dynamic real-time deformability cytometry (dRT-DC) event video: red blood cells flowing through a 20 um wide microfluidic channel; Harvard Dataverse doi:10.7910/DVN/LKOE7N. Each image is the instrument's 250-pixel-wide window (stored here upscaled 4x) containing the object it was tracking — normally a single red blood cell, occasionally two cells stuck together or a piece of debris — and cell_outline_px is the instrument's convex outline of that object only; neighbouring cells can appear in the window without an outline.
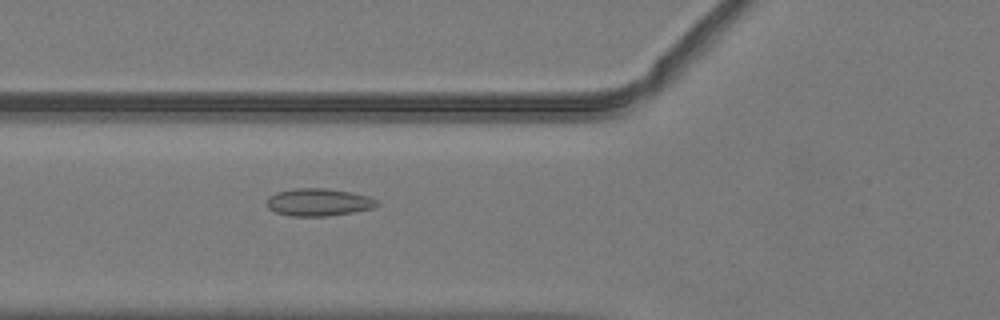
{"species": "common noctule bat (a hibernating species)", "species_latin": "Nyctalus noctula", "temperature_condition": "warm", "stored_images_in_passage": 53, "camera_frame_rate_fps": 3000, "um_per_image_px": 0.085, "animal": {"sex": "male", "body_mass_g": 19.2, "forearm_length_mm": 51.8}, "frame": {"image": 1, "passage_image": 20, "time_ms": 6.333, "image_size_px": [1000, 320], "cell_outline_px": [[380, 204], [372, 208], [352, 212], [328, 216], [292, 216], [276, 212], [268, 208], [264, 204], [264, 200], [268, 196], [276, 192], [296, 188], [324, 188], [348, 192], [368, 196], [376, 200]], "centroid_in_image_um": [27.0, 17.19], "position_along_channel_um": 98.8, "area_um2": 17.69}}
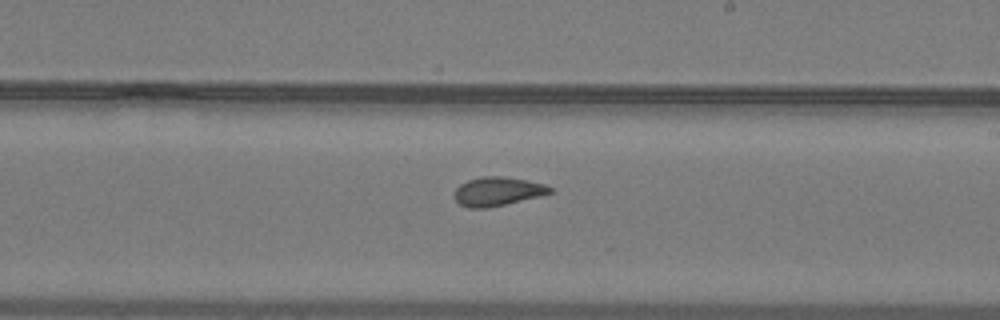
{"frame": {"image": 2, "passage_image": 31, "time_ms": 10.0, "image_size_px": [1000, 320], "cell_outline_px": [[556, 192], [540, 196], [504, 204], [484, 208], [468, 208], [460, 204], [452, 196], [456, 188], [460, 184], [468, 180], [484, 176], [504, 176], [544, 184], [552, 188]], "centroid_in_image_um": [42.28, 16.27], "position_along_channel_um": 246.7, "area_um2": 16.01}}
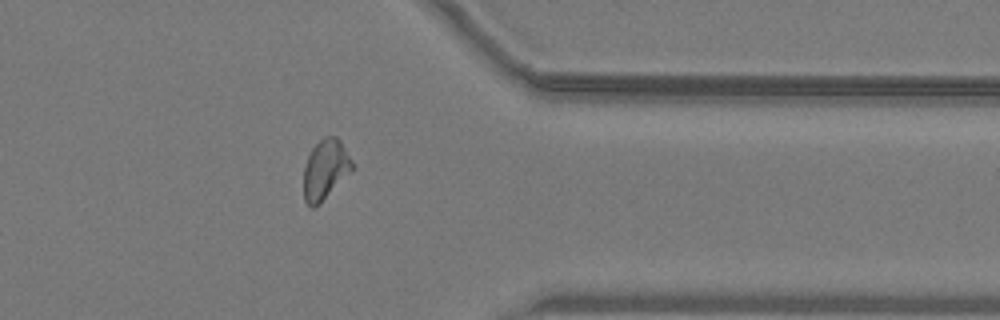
{"frame": {"image": 3, "passage_image": 42, "time_ms": 13.667, "image_size_px": [1000, 320], "cell_outline_px": [[352, 168], [320, 204], [312, 208], [304, 200], [304, 168], [308, 156], [312, 148], [320, 140], [328, 136], [336, 136], [340, 140], [352, 160]], "centroid_in_image_um": [27.63, 14.4], "position_along_channel_um": 383.8, "area_um2": 16.47}, "authors_computed_cell_mechanics": {"area_um2": 16.8198, "velocity_mm_per_s": 4.0163, "shape_relaxation_time_tau1_ms": null, "shape_relaxation_time_tau2_ms": 1.1228, "deformation_change_tau1": null, "deformation_change_tau2": 0.0493}}